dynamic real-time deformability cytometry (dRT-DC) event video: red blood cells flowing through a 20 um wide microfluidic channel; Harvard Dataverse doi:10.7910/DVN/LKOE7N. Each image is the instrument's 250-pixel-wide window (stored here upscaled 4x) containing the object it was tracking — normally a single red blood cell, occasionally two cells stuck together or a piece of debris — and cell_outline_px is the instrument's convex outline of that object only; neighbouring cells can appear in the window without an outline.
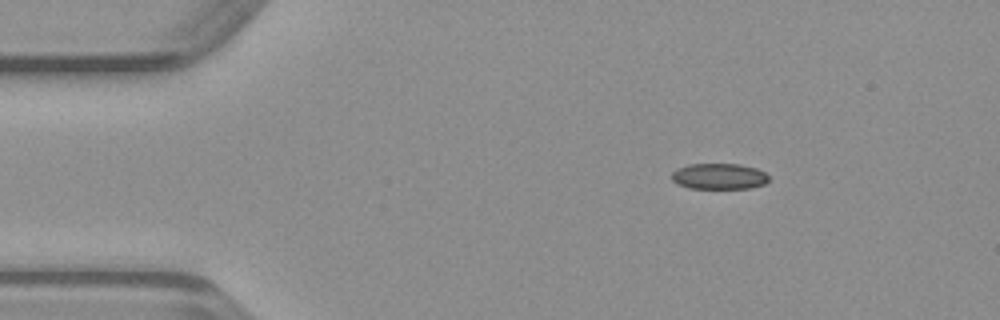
{"species": "common noctule bat (a hibernating species)", "species_latin": "Nyctalus noctula", "temperature_condition": "warm", "stored_images_in_passage": 34, "camera_frame_rate_fps": 3000, "um_per_image_px": 0.085, "animal": {"sex": "male", "body_mass_g": 23.1, "forearm_length_mm": 52.7}, "frame": {"image": 1, "passage_image": 1, "time_ms": 0.0, "image_size_px": [1000, 320], "cell_outline_px": [[768, 180], [764, 184], [752, 188], [688, 188], [676, 184], [672, 180], [672, 172], [676, 168], [688, 164], [740, 164], [756, 168], [764, 172], [768, 176]], "centroid_in_image_um": [61.09, 14.98], "position_along_channel_um": 23.9, "area_um2": 14.74}}
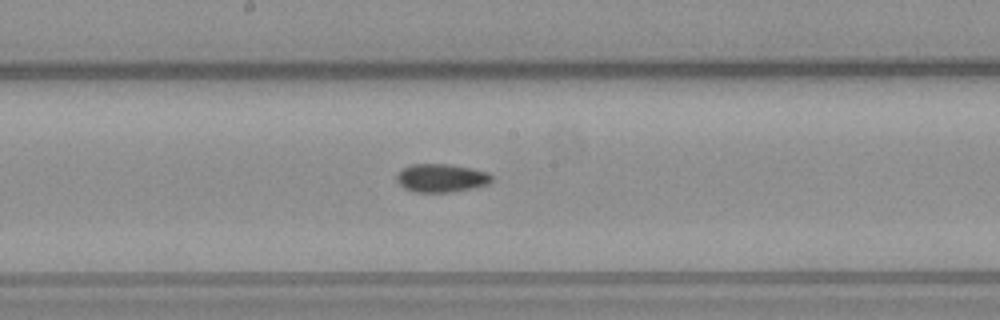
{"frame": {"image": 2, "passage_image": 19, "time_ms": 6.0, "image_size_px": [1000, 320], "cell_outline_px": [[492, 180], [488, 184], [472, 188], [452, 192], [416, 192], [404, 188], [396, 180], [396, 176], [408, 164], [448, 164], [472, 168], [488, 172], [492, 176]], "centroid_in_image_um": [37.52, 15.13], "position_along_channel_um": 210.7, "area_um2": 15.66}}
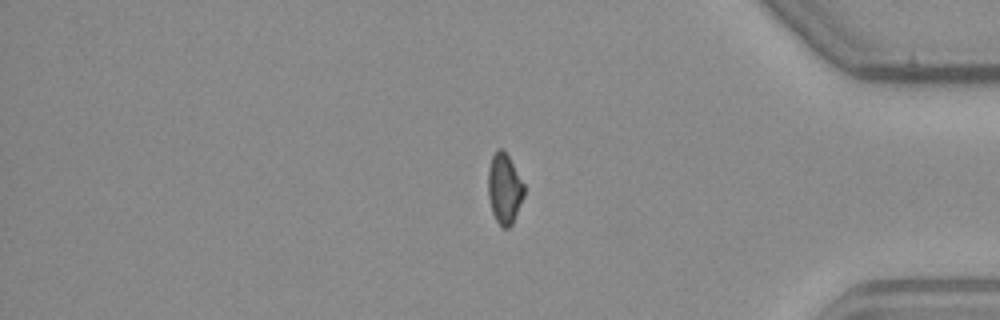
{"frame": {"image": 3, "passage_image": 34, "time_ms": 11.0, "image_size_px": [1000, 320], "cell_outline_px": [[524, 196], [512, 224], [508, 228], [504, 228], [496, 220], [492, 212], [488, 196], [488, 168], [492, 156], [500, 148], [504, 148], [524, 184]], "centroid_in_image_um": [42.87, 16.02], "position_along_channel_um": 392.3, "area_um2": 14.68}}